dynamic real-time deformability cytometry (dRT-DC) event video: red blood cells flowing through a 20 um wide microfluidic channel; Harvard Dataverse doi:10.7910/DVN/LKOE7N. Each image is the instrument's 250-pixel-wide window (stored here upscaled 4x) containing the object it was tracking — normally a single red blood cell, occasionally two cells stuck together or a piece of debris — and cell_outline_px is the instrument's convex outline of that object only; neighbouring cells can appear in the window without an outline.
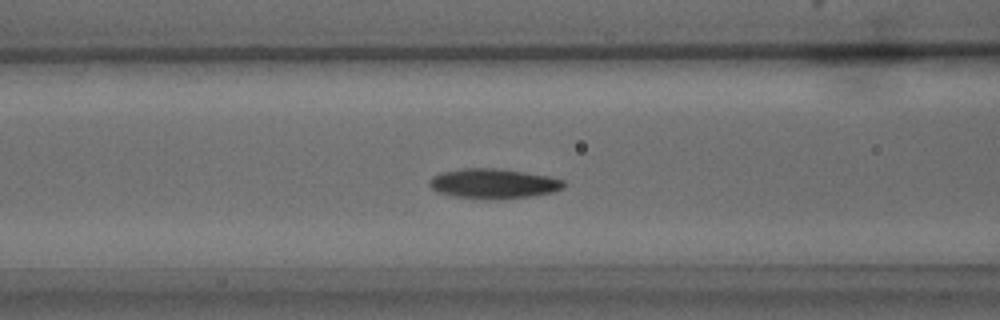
{"species": "common noctule bat (a hibernating species)", "species_latin": "Nyctalus noctula", "temperature_condition": "warm", "stored_images_in_passage": 40, "camera_frame_rate_fps": 3000, "um_per_image_px": 0.085, "animal": {"sex": "male", "body_mass_g": 15.6}, "frame": {"image": 1, "passage_image": 16, "time_ms": 5.0, "image_size_px": [1000, 320], "cell_outline_px": [[564, 188], [552, 192], [532, 196], [452, 196], [436, 192], [428, 184], [432, 176], [440, 172], [460, 168], [496, 168], [524, 172], [548, 176], [564, 180]], "centroid_in_image_um": [41.91, 15.55], "position_along_channel_um": 124.7, "area_um2": 22.43}}
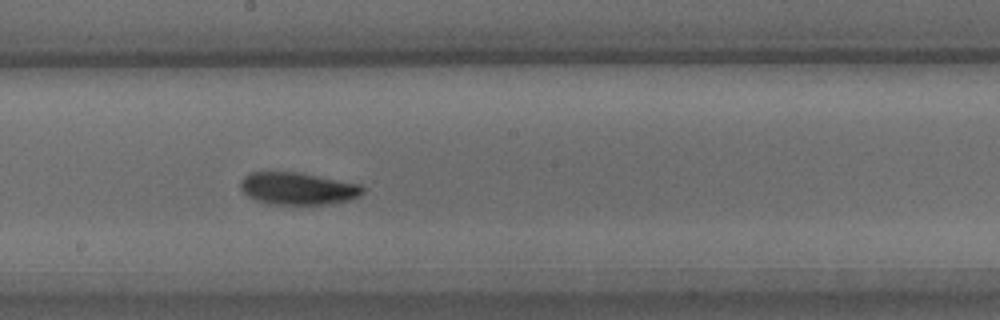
{"frame": {"image": 2, "passage_image": 22, "time_ms": 7.0, "image_size_px": [1000, 320], "cell_outline_px": [[364, 192], [360, 196], [348, 200], [328, 204], [272, 204], [256, 200], [248, 196], [240, 188], [240, 180], [244, 176], [252, 172], [300, 172], [360, 184], [364, 188]], "centroid_in_image_um": [25.32, 16.02], "position_along_channel_um": 222.9, "area_um2": 23.0}}
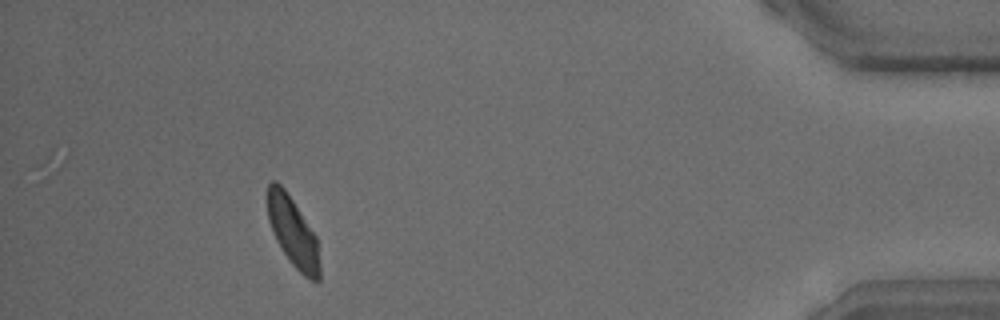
{"frame": {"image": 3, "passage_image": 37, "time_ms": 12.0, "image_size_px": [1000, 320], "cell_outline_px": [[320, 280], [312, 280], [304, 276], [288, 260], [276, 240], [268, 220], [264, 196], [268, 184], [272, 180], [276, 180], [284, 188], [316, 236], [320, 264]], "centroid_in_image_um": [24.84, 19.67], "position_along_channel_um": 410.4, "area_um2": 21.39}}